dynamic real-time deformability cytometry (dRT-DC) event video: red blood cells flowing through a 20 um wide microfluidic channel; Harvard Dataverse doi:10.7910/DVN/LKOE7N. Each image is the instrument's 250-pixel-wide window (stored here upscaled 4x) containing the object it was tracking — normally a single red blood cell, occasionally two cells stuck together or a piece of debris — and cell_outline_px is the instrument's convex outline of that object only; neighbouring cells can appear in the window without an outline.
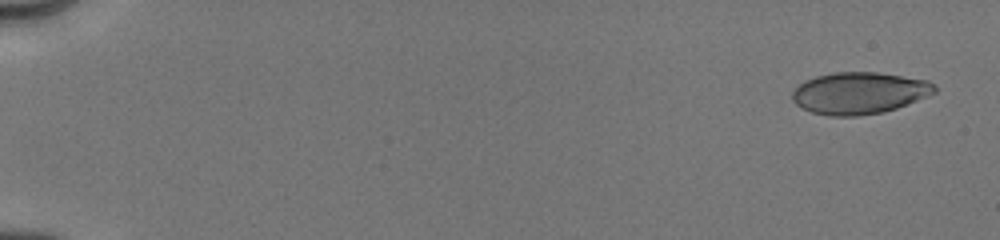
{"species": "human", "species_latin": "Homo sapiens", "temperature_condition": "cold", "stored_images_in_passage": 36, "camera_frame_rate_fps": 3000, "um_per_image_px": 0.085, "donor": {"sex": "male"}, "frame": {"image": 1, "passage_image": 4, "time_ms": 0.667, "image_size_px": [1000, 240], "cell_outline_px": [[936, 92], [896, 108], [884, 112], [856, 116], [828, 116], [812, 112], [796, 104], [792, 100], [792, 92], [804, 80], [816, 76], [836, 72], [876, 72], [928, 80], [936, 88]], "centroid_in_image_um": [73.01, 7.91], "position_along_channel_um": 12.0, "area_um2": 34.45}}
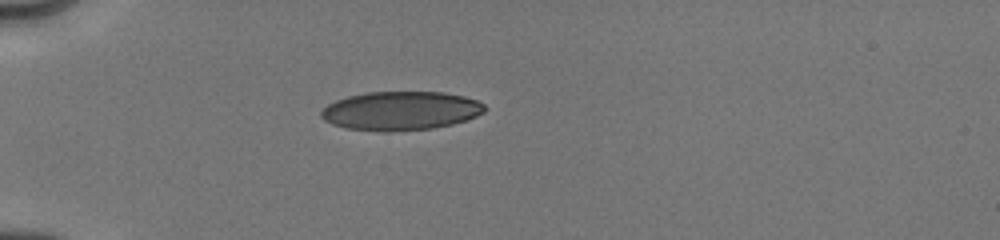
{"frame": {"image": 2, "passage_image": 30, "time_ms": 5.333, "image_size_px": [1000, 240], "cell_outline_px": [[488, 108], [484, 112], [476, 116], [452, 124], [432, 128], [388, 132], [380, 132], [344, 128], [332, 124], [324, 120], [320, 116], [320, 112], [328, 104], [336, 100], [348, 96], [368, 92], [444, 92], [464, 96], [476, 100], [484, 104]], "centroid_in_image_um": [34.05, 9.42], "position_along_channel_um": 51.0, "area_um2": 37.17}}